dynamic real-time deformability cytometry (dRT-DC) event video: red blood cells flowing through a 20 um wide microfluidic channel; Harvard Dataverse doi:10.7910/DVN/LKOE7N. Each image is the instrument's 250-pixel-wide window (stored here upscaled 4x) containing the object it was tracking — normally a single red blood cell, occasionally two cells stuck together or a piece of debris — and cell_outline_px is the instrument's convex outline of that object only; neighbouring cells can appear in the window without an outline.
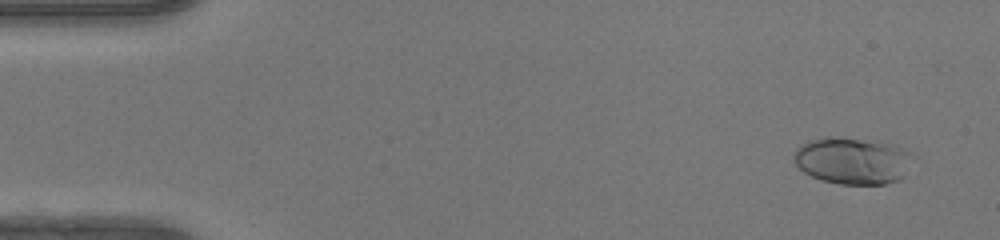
{"species": "human", "species_latin": "Homo sapiens", "temperature_condition": "warm", "stored_images_in_passage": 49, "camera_frame_rate_fps": 3000, "um_per_image_px": 0.085, "donor": {"sex": "female"}, "frame": {"image": 1, "passage_image": 3, "time_ms": 0.667, "image_size_px": [1000, 240], "cell_outline_px": [[916, 156], [904, 176], [900, 180], [884, 184], [840, 184], [820, 180], [804, 172], [792, 160], [792, 156], [796, 148], [812, 140], [828, 136], [876, 140], [896, 144], [912, 152]], "centroid_in_image_um": [72.54, 13.65], "position_along_channel_um": 12.5, "area_um2": 33.18}}
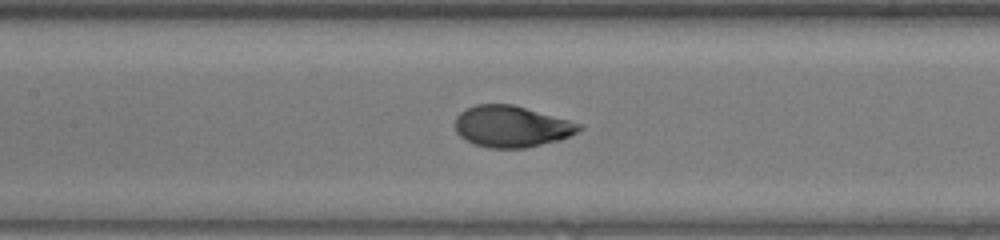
{"frame": {"image": 2, "passage_image": 23, "time_ms": 7.333, "image_size_px": [1000, 240], "cell_outline_px": [[584, 128], [560, 140], [524, 148], [488, 148], [464, 140], [456, 132], [456, 116], [464, 108], [476, 104], [512, 104], [584, 124]], "centroid_in_image_um": [43.48, 10.74], "position_along_channel_um": 163.9, "area_um2": 30.0}}
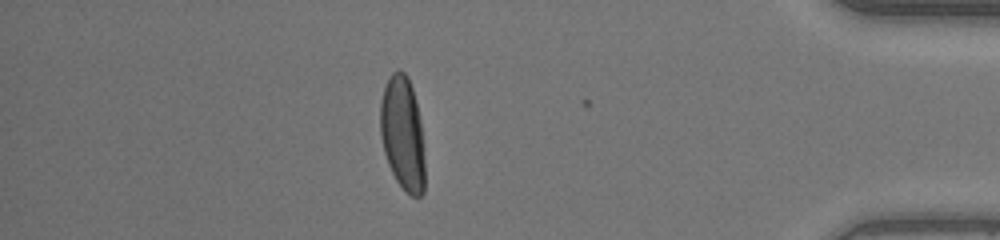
{"frame": {"image": 3, "passage_image": 43, "time_ms": 14.0, "image_size_px": [1000, 240], "cell_outline_px": [[424, 192], [420, 196], [412, 196], [396, 180], [388, 164], [384, 152], [380, 136], [380, 100], [384, 88], [392, 72], [400, 68], [408, 76], [416, 100], [420, 120], [424, 160]], "centroid_in_image_um": [34.21, 11.31], "position_along_channel_um": 401.0, "area_um2": 29.48}, "authors_computed_cell_mechanics": {"area_um2": 29.9982, "velocity_mm_per_s": 4.2004, "shape_relaxation_time_tau1_ms": 6.0821, "shape_relaxation_time_tau2_ms": null, "deformation_change_tau1": 0.2628, "deformation_change_tau2": null}}